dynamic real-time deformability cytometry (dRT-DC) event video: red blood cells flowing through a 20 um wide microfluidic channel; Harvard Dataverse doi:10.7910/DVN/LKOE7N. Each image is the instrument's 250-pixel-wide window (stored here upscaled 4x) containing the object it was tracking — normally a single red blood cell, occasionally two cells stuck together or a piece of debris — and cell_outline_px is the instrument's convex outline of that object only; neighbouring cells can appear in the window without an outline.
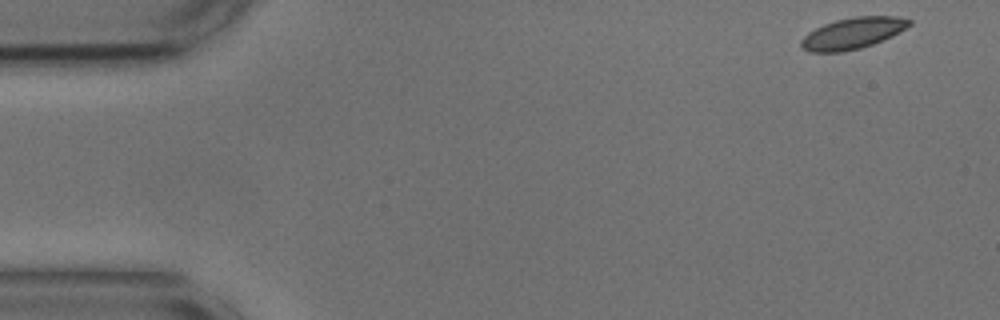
{"species": "common noctule bat (a hibernating species)", "species_latin": "Nyctalus noctula", "temperature_condition": "cold", "stored_images_in_passage": 53, "camera_frame_rate_fps": 3000, "um_per_image_px": 0.085, "animal": {"sex": "male", "body_mass_g": 17.9, "forearm_length_mm": 54.2}, "frame": {"image": 1, "passage_image": 1, "time_ms": 0.0, "image_size_px": [1000, 320], "cell_outline_px": [[912, 24], [892, 36], [872, 44], [860, 48], [840, 52], [808, 52], [800, 48], [800, 40], [808, 32], [824, 24], [836, 20], [856, 16], [896, 16], [912, 20]], "centroid_in_image_um": [72.45, 2.83], "position_along_channel_um": 12.5, "area_um2": 19.71}}
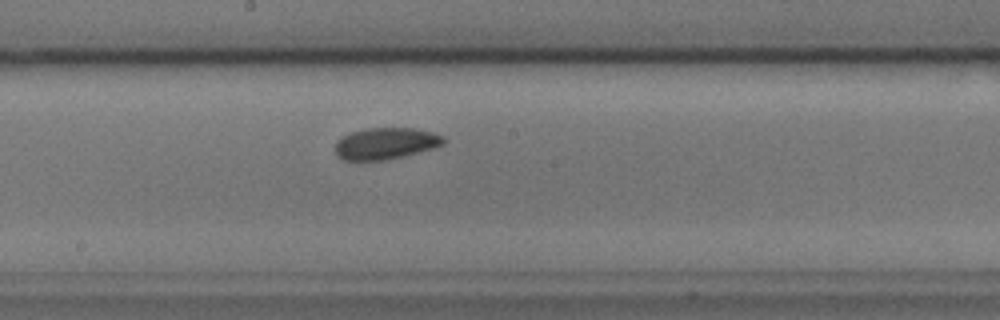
{"frame": {"image": 2, "passage_image": 27, "time_ms": 8.667, "image_size_px": [1000, 320], "cell_outline_px": [[444, 144], [436, 148], [384, 160], [344, 160], [336, 156], [336, 144], [344, 136], [352, 132], [364, 128], [412, 128], [432, 132], [444, 136]], "centroid_in_image_um": [32.81, 12.19], "position_along_channel_um": 215.4, "area_um2": 19.77}}
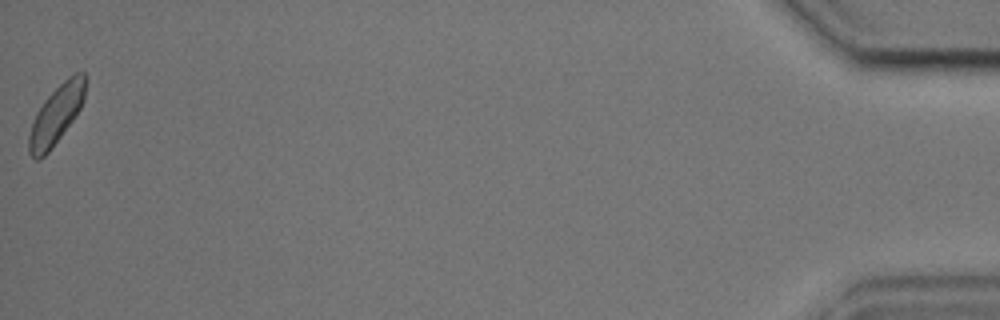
{"frame": {"image": 3, "passage_image": 53, "time_ms": 17.333, "image_size_px": [1000, 320], "cell_outline_px": [[84, 100], [80, 108], [72, 120], [48, 152], [40, 160], [36, 160], [28, 152], [28, 136], [36, 112], [44, 100], [68, 76], [76, 72], [84, 72]], "centroid_in_image_um": [4.74, 9.77], "position_along_channel_um": 430.5, "area_um2": 18.84}, "authors_computed_cell_mechanics": {"area_um2": 19.5942, "velocity_mm_per_s": 3.6106, "shape_relaxation_time_tau1_ms": 2.7028, "shape_relaxation_time_tau2_ms": null, "deformation_change_tau1": 0.0586, "deformation_change_tau2": null}}